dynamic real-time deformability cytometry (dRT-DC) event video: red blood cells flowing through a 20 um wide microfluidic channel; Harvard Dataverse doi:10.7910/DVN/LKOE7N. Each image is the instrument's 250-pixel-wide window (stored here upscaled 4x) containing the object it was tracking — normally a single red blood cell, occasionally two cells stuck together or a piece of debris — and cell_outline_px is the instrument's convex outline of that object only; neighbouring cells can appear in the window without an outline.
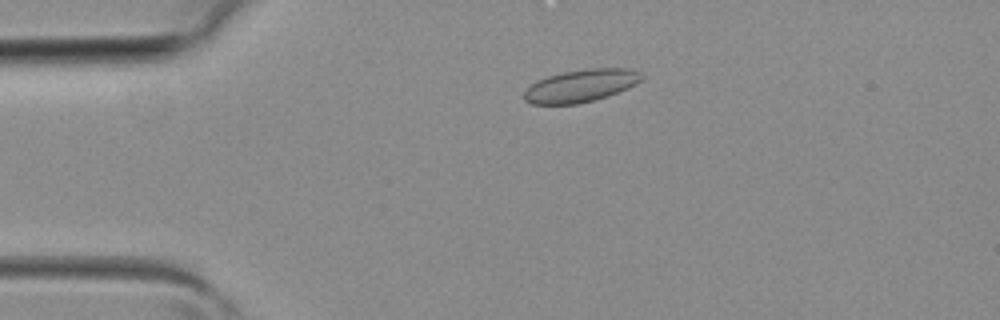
{"species": "common noctule bat (a hibernating species)", "species_latin": "Nyctalus noctula", "temperature_condition": "room temperature", "stored_images_in_passage": 3, "camera_frame_rate_fps": 3000, "um_per_image_px": 0.085, "animal": {"sex": "female", "body_mass_g": 19.3, "forearm_length_mm": 54.1}, "frame": {"image": 1, "passage_image": 2, "time_ms": 0.333, "image_size_px": [1000, 320], "cell_outline_px": [[644, 76], [636, 84], [628, 88], [608, 96], [576, 104], [532, 104], [524, 100], [524, 92], [536, 80], [548, 76], [564, 72], [588, 68], [632, 68], [640, 72]], "centroid_in_image_um": [49.39, 7.28], "position_along_channel_um": 35.6, "area_um2": 22.25}}